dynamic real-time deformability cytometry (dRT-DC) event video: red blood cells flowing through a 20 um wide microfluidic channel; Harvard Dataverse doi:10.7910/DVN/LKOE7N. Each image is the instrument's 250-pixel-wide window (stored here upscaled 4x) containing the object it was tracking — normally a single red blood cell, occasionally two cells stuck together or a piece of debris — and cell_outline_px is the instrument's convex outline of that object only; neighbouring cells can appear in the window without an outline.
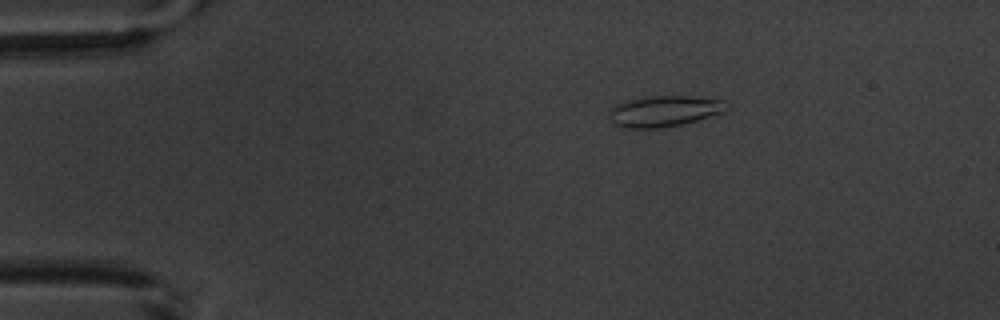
{"species": "common noctule bat (a hibernating species)", "species_latin": "Nyctalus noctula", "temperature_condition": "warm", "stored_images_in_passage": 5, "camera_frame_rate_fps": 3000, "um_per_image_px": 0.085, "animal": {"sex": "male", "body_mass_g": 20.1, "forearm_length_mm": 53.5}, "frame": {"image": 1, "passage_image": 3, "time_ms": 2.333, "image_size_px": [1000, 320], "cell_outline_px": [[732, 104], [724, 112], [696, 120], [680, 124], [660, 128], [620, 128], [612, 124], [608, 120], [608, 108], [624, 100], [644, 96], [692, 96], [728, 100]], "centroid_in_image_um": [56.42, 9.43], "position_along_channel_um": 28.6, "area_um2": 21.91}}